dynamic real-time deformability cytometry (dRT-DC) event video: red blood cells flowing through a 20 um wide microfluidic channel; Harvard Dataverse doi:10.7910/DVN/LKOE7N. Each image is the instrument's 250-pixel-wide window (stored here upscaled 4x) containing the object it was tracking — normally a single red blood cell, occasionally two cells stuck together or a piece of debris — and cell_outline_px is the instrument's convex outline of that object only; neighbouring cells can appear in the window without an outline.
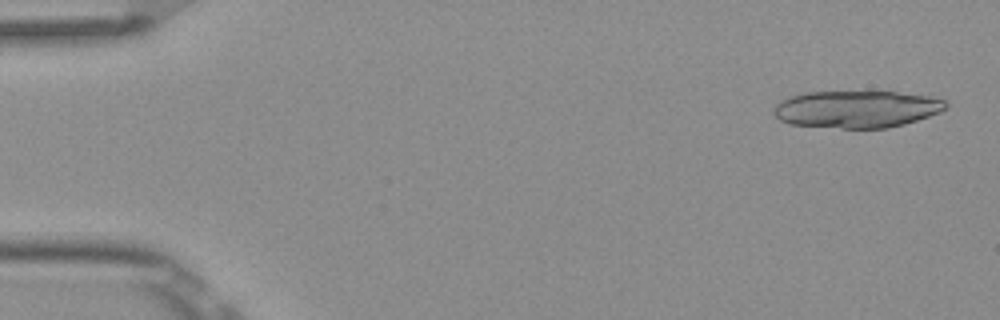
{"species": "Egyptian fruit bat (a non-hibernating species)", "species_latin": "Rousettus aegyptiacus", "temperature_condition": "room temperature", "stored_images_in_passage": 4, "camera_frame_rate_fps": 3000, "um_per_image_px": 0.085, "frame": {"image": 1, "passage_image": 1, "time_ms": 0.0, "image_size_px": [1000, 320], "cell_outline_px": [[948, 104], [940, 112], [904, 124], [888, 128], [840, 128], [788, 124], [780, 120], [772, 112], [776, 104], [780, 100], [788, 96], [804, 92], [896, 92], [928, 96], [944, 100]], "centroid_in_image_um": [72.76, 9.28], "position_along_channel_um": 12.2, "area_um2": 37.22}}